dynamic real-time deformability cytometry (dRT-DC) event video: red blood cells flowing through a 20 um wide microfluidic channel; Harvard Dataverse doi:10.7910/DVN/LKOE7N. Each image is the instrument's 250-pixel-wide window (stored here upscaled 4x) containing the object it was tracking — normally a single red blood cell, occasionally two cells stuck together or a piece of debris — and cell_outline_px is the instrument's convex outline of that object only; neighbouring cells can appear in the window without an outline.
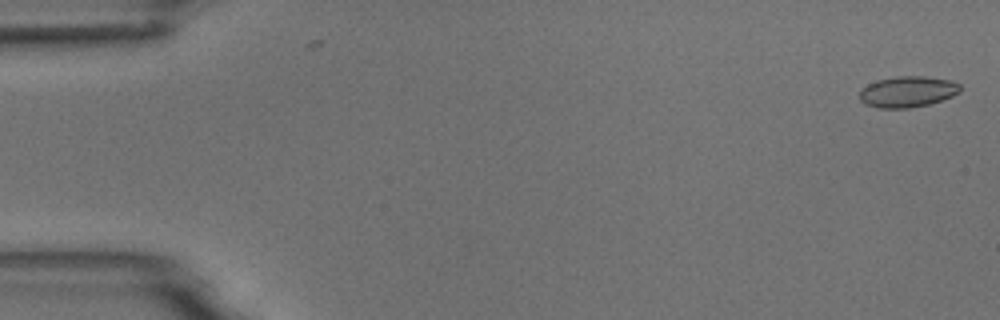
{"species": "common noctule bat (a hibernating species)", "species_latin": "Nyctalus noctula", "temperature_condition": "room temperature", "stored_images_in_passage": 4, "camera_frame_rate_fps": 3000, "um_per_image_px": 0.085, "animal": {"sex": "male", "body_mass_g": 18.8}, "frame": {"image": 1, "passage_image": 1, "time_ms": 0.0, "image_size_px": [1000, 320], "cell_outline_px": [[960, 92], [952, 96], [928, 104], [908, 108], [880, 108], [864, 104], [860, 100], [860, 88], [876, 80], [896, 76], [924, 76], [952, 80], [960, 84]], "centroid_in_image_um": [77.12, 7.78], "position_along_channel_um": 7.9, "area_um2": 18.26}}
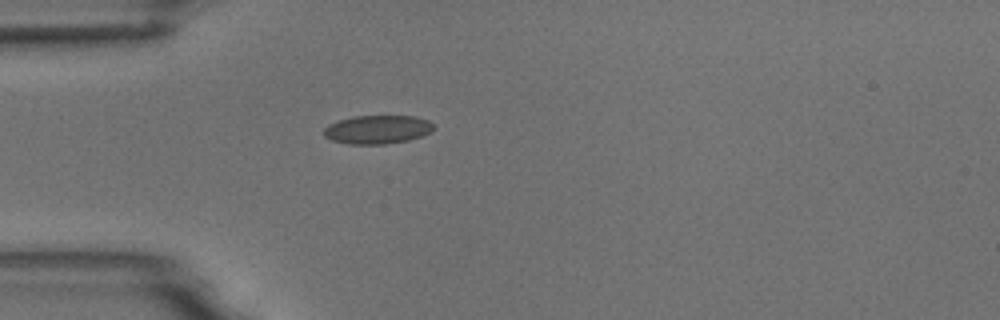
{"frame": {"image": 2, "passage_image": 4, "time_ms": 4.667, "image_size_px": [1000, 320], "cell_outline_px": [[432, 132], [408, 140], [384, 144], [348, 144], [332, 140], [324, 136], [324, 128], [328, 124], [352, 116], [416, 116], [428, 120], [432, 124]], "centroid_in_image_um": [32.06, 11.0], "position_along_channel_um": 52.9, "area_um2": 18.21}}